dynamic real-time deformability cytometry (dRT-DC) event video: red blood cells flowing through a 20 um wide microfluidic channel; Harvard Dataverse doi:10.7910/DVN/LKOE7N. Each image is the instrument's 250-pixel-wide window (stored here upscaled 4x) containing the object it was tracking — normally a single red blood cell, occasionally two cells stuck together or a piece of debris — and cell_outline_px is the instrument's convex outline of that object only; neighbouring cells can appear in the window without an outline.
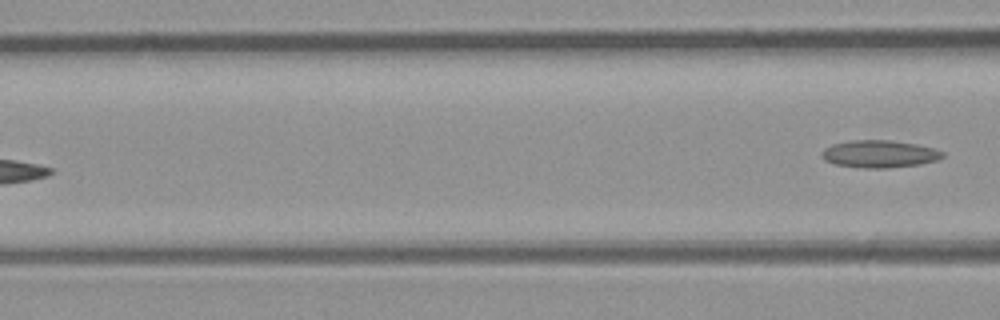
{"species": "common noctule bat (a hibernating species)", "species_latin": "Nyctalus noctula", "temperature_condition": "room temperature", "stored_images_in_passage": 5, "camera_frame_rate_fps": 3000, "um_per_image_px": 0.085, "animal": {"sex": "male", "body_mass_g": 23.1, "forearm_length_mm": 52.7}, "frame": {"image": 1, "passage_image": 5, "time_ms": 4.667, "image_size_px": [1000, 320], "cell_outline_px": [[944, 156], [936, 160], [920, 164], [884, 168], [864, 168], [836, 164], [824, 160], [820, 156], [820, 152], [824, 148], [832, 144], [852, 140], [892, 140], [916, 144], [936, 148], [944, 152]], "centroid_in_image_um": [74.74, 13.07], "position_along_channel_um": 91.9, "area_um2": 19.36}}